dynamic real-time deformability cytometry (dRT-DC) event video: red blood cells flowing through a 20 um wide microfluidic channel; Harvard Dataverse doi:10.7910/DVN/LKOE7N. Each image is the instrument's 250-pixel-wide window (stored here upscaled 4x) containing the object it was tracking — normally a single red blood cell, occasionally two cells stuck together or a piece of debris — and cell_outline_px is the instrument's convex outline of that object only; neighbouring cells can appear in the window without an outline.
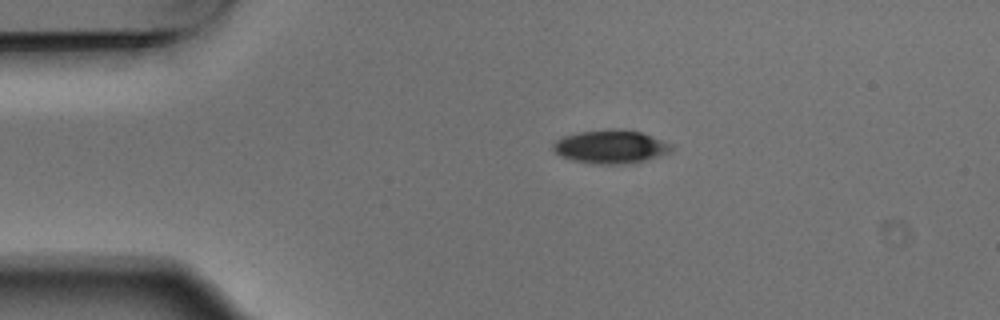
{"species": "Egyptian fruit bat (a non-hibernating species)", "species_latin": "Rousettus aegyptiacus", "temperature_condition": "warm", "stored_images_in_passage": 2, "camera_frame_rate_fps": 3000, "um_per_image_px": 0.085, "animal": {"sex": "male"}, "frame": {"image": 1, "passage_image": 1, "time_ms": 0.0, "image_size_px": [1000, 320], "cell_outline_px": [[676, 144], [672, 152], [660, 156], [632, 164], [596, 164], [572, 160], [556, 152], [552, 148], [552, 144], [556, 140], [564, 136], [580, 132], [608, 128], [624, 128], [640, 132]], "centroid_in_image_um": [52.0, 12.46], "position_along_channel_um": 33.0, "area_um2": 23.52}}